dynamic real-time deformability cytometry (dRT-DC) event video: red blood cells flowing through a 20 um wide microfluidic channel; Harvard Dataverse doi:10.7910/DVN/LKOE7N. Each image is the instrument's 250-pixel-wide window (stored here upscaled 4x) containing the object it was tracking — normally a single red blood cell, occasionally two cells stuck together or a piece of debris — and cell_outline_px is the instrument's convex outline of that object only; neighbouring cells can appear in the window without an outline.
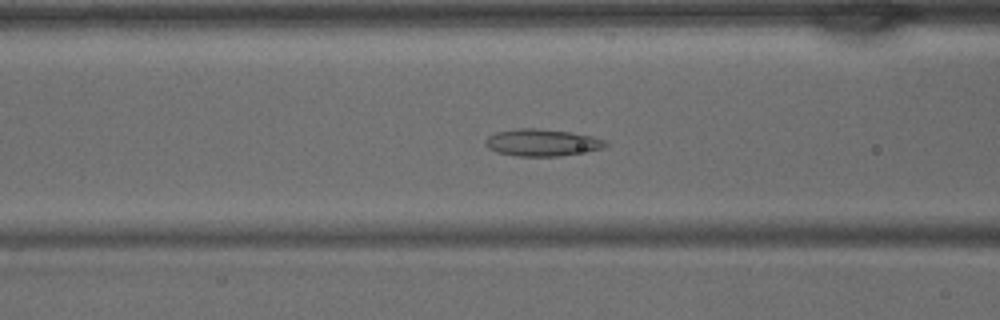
{"species": "common noctule bat (a hibernating species)", "species_latin": "Nyctalus noctula", "temperature_condition": "warm", "stored_images_in_passage": 34, "camera_frame_rate_fps": 3000, "um_per_image_px": 0.085, "animal": {"sex": "male", "body_mass_g": 15.6}, "frame": {"image": 1, "passage_image": 11, "time_ms": 3.333, "image_size_px": [1000, 320], "cell_outline_px": [[608, 144], [600, 148], [560, 156], [516, 156], [496, 152], [488, 148], [484, 144], [484, 140], [488, 136], [496, 132], [516, 128], [536, 128], [572, 132], [592, 136], [608, 140]], "centroid_in_image_um": [46.03, 12.11], "position_along_channel_um": 120.6, "area_um2": 18.96}}
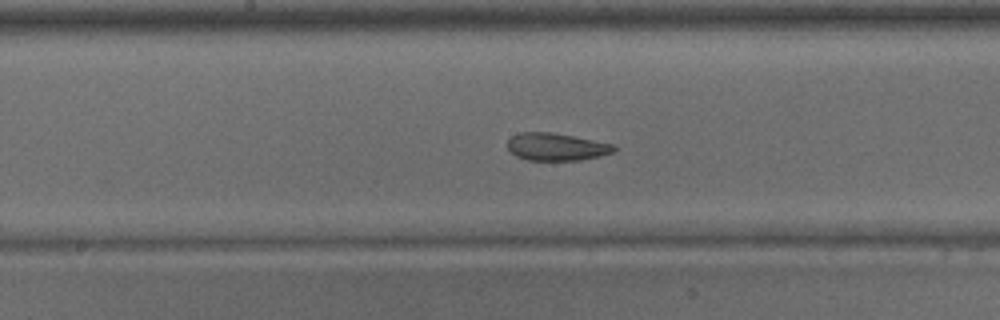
{"frame": {"image": 2, "passage_image": 16, "time_ms": 5.0, "image_size_px": [1000, 320], "cell_outline_px": [[616, 148], [612, 152], [600, 156], [580, 160], [528, 160], [516, 156], [508, 148], [508, 140], [512, 136], [520, 132], [552, 132], [616, 144]], "centroid_in_image_um": [47.31, 12.47], "position_along_channel_um": 200.9, "area_um2": 17.05}}
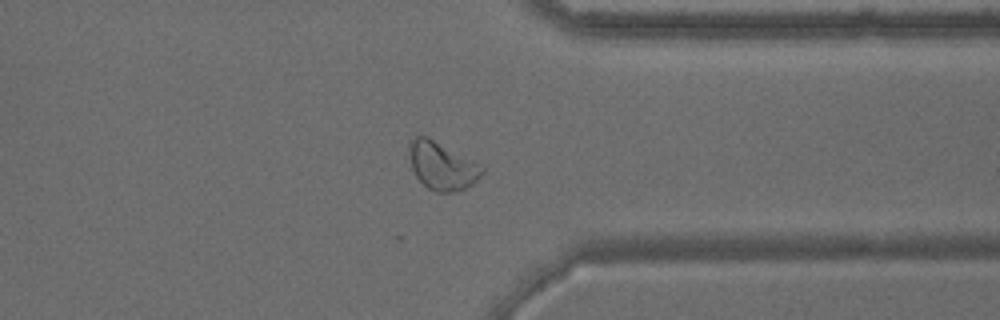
{"frame": {"image": 3, "passage_image": 27, "time_ms": 8.667, "image_size_px": [1000, 320], "cell_outline_px": [[484, 172], [472, 184], [464, 188], [452, 192], [436, 192], [428, 188], [416, 176], [412, 168], [408, 152], [408, 144], [416, 136], [428, 136], [480, 164], [484, 168]], "centroid_in_image_um": [37.55, 14.08], "position_along_channel_um": 373.8, "area_um2": 20.17}}